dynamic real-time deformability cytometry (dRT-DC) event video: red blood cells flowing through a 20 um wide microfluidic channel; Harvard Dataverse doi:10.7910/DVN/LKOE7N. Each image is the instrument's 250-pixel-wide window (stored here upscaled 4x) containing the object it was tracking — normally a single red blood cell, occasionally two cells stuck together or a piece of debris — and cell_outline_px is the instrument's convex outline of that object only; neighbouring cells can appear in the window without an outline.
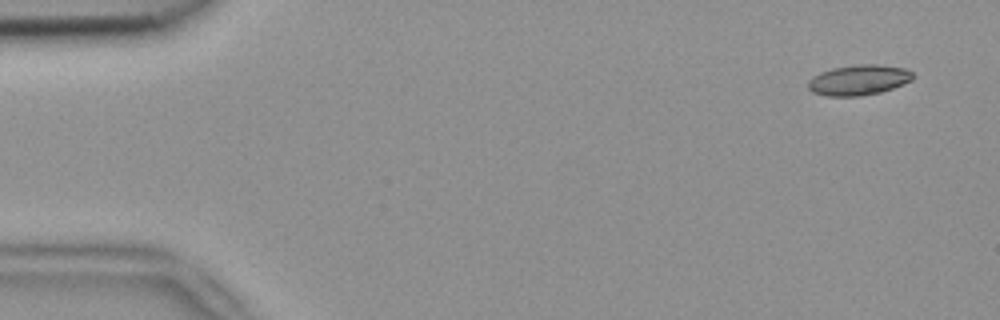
{"species": "common noctule bat (a hibernating species)", "species_latin": "Nyctalus noctula", "temperature_condition": "room temperature", "stored_images_in_passage": 5, "camera_frame_rate_fps": 3000, "um_per_image_px": 0.085, "animal": {"sex": "female", "body_mass_g": 18.4}, "frame": {"image": 1, "passage_image": 1, "time_ms": 0.0, "image_size_px": [1000, 320], "cell_outline_px": [[916, 76], [912, 80], [904, 84], [880, 92], [860, 96], [824, 96], [812, 92], [808, 88], [808, 80], [812, 76], [820, 72], [832, 68], [856, 64], [876, 64], [904, 68], [912, 72]], "centroid_in_image_um": [72.98, 6.8], "position_along_channel_um": 12.0, "area_um2": 18.73}}
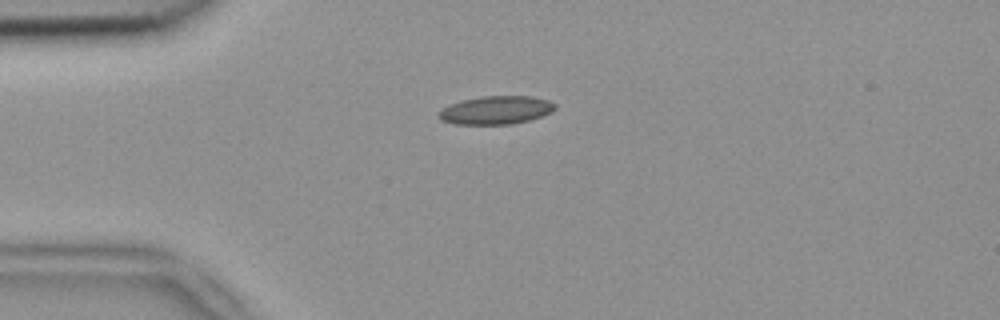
{"frame": {"image": 2, "passage_image": 4, "time_ms": 1.0, "image_size_px": [1000, 320], "cell_outline_px": [[556, 108], [552, 112], [528, 120], [512, 124], [452, 124], [440, 120], [436, 116], [444, 108], [452, 104], [464, 100], [480, 96], [532, 96], [548, 100], [556, 104]], "centroid_in_image_um": [42.17, 9.36], "position_along_channel_um": 42.8, "area_um2": 19.07}}